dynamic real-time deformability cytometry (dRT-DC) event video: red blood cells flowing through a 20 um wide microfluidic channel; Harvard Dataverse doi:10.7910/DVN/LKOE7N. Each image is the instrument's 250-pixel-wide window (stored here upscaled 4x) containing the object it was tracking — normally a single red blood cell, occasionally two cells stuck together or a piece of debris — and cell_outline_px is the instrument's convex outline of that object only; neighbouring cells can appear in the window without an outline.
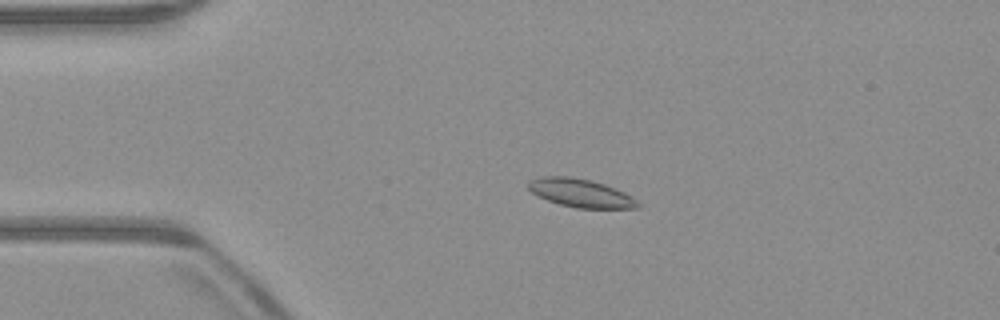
{"species": "common noctule bat (a hibernating species)", "species_latin": "Nyctalus noctula", "temperature_condition": "warm", "stored_images_in_passage": 52, "camera_frame_rate_fps": 3000, "um_per_image_px": 0.085, "animal": {"sex": "male", "body_mass_g": 23.1, "forearm_length_mm": 52.7}, "frame": {"image": 1, "passage_image": 11, "time_ms": 3.333, "image_size_px": [1000, 320], "cell_outline_px": [[640, 208], [576, 208], [560, 204], [548, 200], [532, 192], [528, 188], [528, 180], [540, 176], [572, 176], [604, 184], [616, 188], [632, 196], [640, 204]], "centroid_in_image_um": [49.36, 16.4], "position_along_channel_um": 35.6, "area_um2": 18.03}}
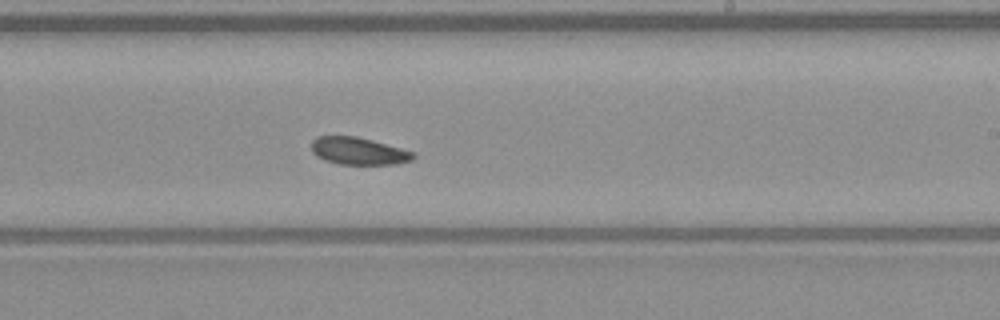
{"frame": {"image": 2, "passage_image": 31, "time_ms": 10.0, "image_size_px": [1000, 320], "cell_outline_px": [[416, 156], [412, 160], [396, 164], [340, 164], [324, 160], [316, 156], [312, 152], [312, 140], [316, 136], [356, 136], [372, 140], [416, 152]], "centroid_in_image_um": [30.48, 12.83], "position_along_channel_um": 258.5, "area_um2": 16.3}}
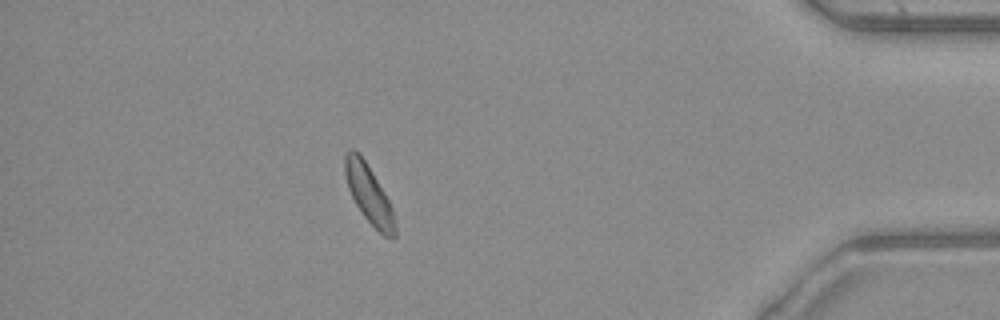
{"frame": {"image": 3, "passage_image": 46, "time_ms": 15.0, "image_size_px": [1000, 320], "cell_outline_px": [[396, 236], [384, 236], [364, 216], [356, 204], [348, 188], [344, 172], [344, 156], [348, 148], [352, 148], [364, 160], [372, 172], [384, 192], [392, 208], [396, 224]], "centroid_in_image_um": [31.34, 16.48], "position_along_channel_um": 403.9, "area_um2": 16.59}}